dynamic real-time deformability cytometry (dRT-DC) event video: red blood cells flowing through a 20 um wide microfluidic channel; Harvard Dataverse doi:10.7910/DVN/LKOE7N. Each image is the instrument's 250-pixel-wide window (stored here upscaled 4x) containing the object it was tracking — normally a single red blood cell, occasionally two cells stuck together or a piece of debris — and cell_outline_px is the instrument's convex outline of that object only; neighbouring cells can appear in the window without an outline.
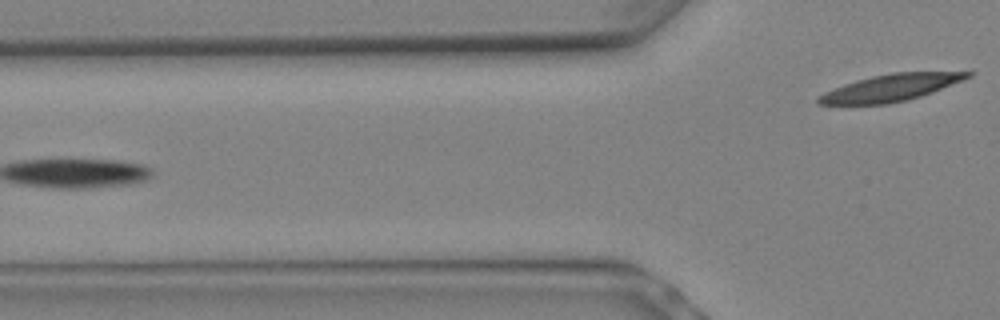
{"species": "Egyptian fruit bat (a non-hibernating species)", "species_latin": "Rousettus aegyptiacus", "temperature_condition": "warm", "stored_images_in_passage": 6, "segment_of_instrument_passage": [2, 2], "camera_frame_rate_fps": 3000, "um_per_image_px": 0.085, "animal": {"sex": "female"}, "frame": {"image": 1, "passage_image": 6, "time_ms": 1.667, "image_size_px": [1000, 320], "cell_outline_px": [[976, 72], [972, 76], [964, 80], [932, 92], [920, 96], [888, 104], [816, 104], [816, 100], [824, 92], [844, 84], [856, 80], [872, 76], [892, 72]], "centroid_in_image_um": [75.72, 7.45], "position_along_channel_um": 50.1, "area_um2": 23.12}}